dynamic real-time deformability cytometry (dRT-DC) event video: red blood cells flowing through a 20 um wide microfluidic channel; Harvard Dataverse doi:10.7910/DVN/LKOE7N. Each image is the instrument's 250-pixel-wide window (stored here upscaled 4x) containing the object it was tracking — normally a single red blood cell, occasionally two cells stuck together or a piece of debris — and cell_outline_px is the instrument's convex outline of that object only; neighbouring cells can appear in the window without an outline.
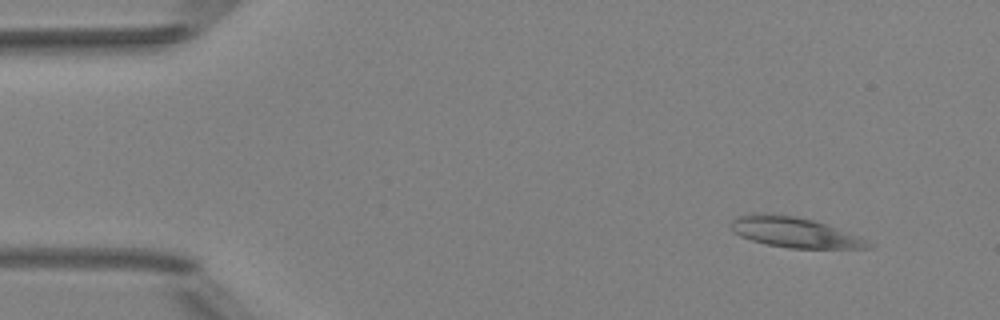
{"species": "Egyptian fruit bat (a non-hibernating species)", "species_latin": "Rousettus aegyptiacus", "temperature_condition": "room temperature", "stored_images_in_passage": 4, "camera_frame_rate_fps": 3000, "um_per_image_px": 0.085, "animal": {"sex": "female"}, "frame": {"image": 1, "passage_image": 1, "time_ms": 0.0, "image_size_px": [1000, 320], "cell_outline_px": [[876, 244], [872, 248], [788, 248], [764, 244], [740, 236], [732, 232], [728, 224], [732, 220], [740, 216], [752, 212], [768, 212], [796, 216], [812, 220], [860, 236]], "centroid_in_image_um": [67.5, 19.74], "position_along_channel_um": 17.5, "area_um2": 24.62}}
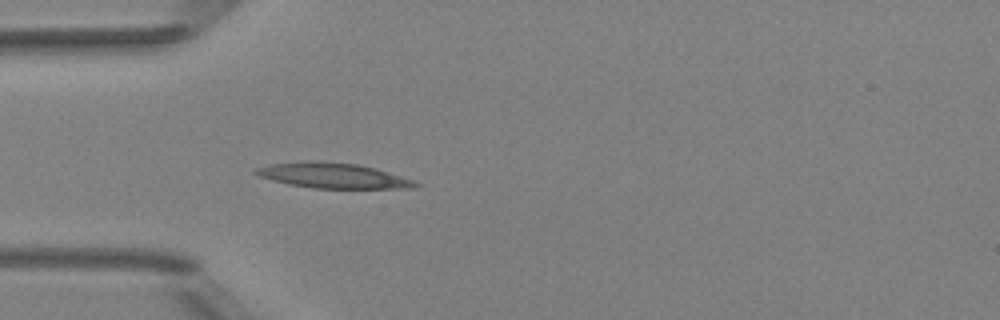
{"frame": {"image": 2, "passage_image": 4, "time_ms": 3.333, "image_size_px": [1000, 320], "cell_outline_px": [[420, 184], [416, 188], [312, 188], [288, 184], [272, 180], [260, 176], [252, 172], [256, 168], [268, 164], [304, 160], [320, 160], [356, 164], [376, 168], [412, 180]], "centroid_in_image_um": [28.25, 14.91], "position_along_channel_um": 56.8, "area_um2": 23.58}}